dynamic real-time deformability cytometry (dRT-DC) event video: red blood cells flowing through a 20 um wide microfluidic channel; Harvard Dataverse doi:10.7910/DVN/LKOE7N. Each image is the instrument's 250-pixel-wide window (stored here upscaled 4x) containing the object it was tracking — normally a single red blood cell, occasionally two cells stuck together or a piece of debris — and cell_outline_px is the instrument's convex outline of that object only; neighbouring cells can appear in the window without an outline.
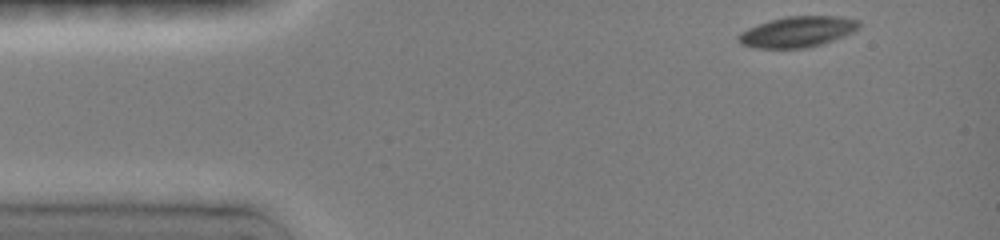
{"species": "common noctule bat (a hibernating species)", "species_latin": "Nyctalus noctula", "temperature_condition": "room temperature", "stored_images_in_passage": 42, "camera_frame_rate_fps": 3000, "um_per_image_px": 0.085, "animal": {"sex": "female", "body_mass_g": 19.0, "forearm_length_mm": 51.5}, "frame": {"image": 1, "passage_image": 1, "time_ms": 0.0, "image_size_px": [1000, 240], "cell_outline_px": [[860, 24], [852, 32], [832, 40], [808, 48], [756, 48], [744, 44], [740, 40], [740, 32], [748, 28], [772, 20], [788, 16], [836, 16], [856, 20]], "centroid_in_image_um": [67.79, 2.7], "position_along_channel_um": 17.2, "area_um2": 20.92}}
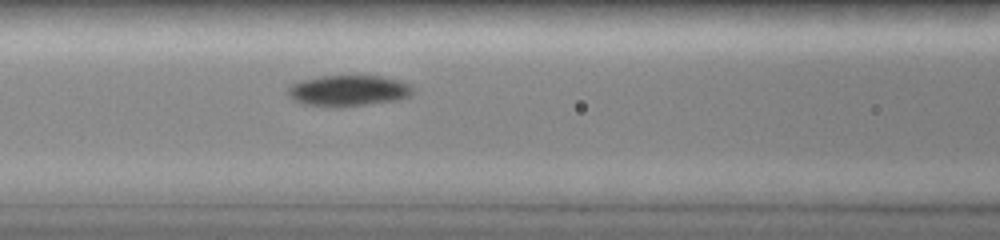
{"frame": {"image": 2, "passage_image": 24, "time_ms": 5.0, "image_size_px": [1000, 240], "cell_outline_px": [[412, 92], [408, 96], [396, 100], [364, 104], [304, 104], [292, 100], [288, 92], [288, 88], [292, 84], [300, 80], [320, 76], [380, 76], [400, 80], [408, 84], [412, 88]], "centroid_in_image_um": [29.6, 7.66], "position_along_channel_um": 137.0, "area_um2": 21.56}}
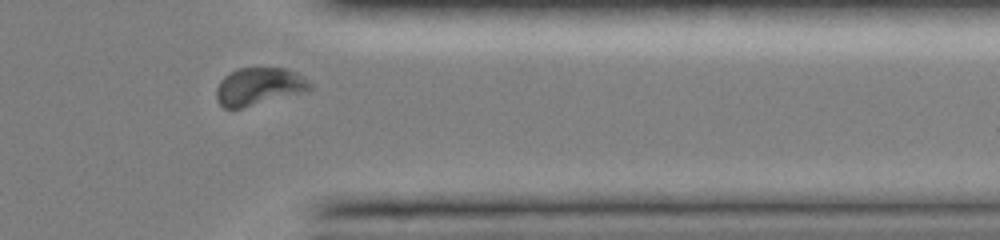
{"frame": {"image": 3, "passage_image": 39, "time_ms": 11.333, "image_size_px": [1000, 240], "cell_outline_px": [[312, 88], [308, 92], [240, 108], [224, 108], [216, 100], [216, 88], [220, 80], [224, 76], [236, 68], [288, 68], [296, 72], [308, 80], [312, 84]], "centroid_in_image_um": [22.03, 7.34], "position_along_channel_um": 389.4, "area_um2": 20.75}, "authors_computed_cell_mechanics": {"area_um2": 21.4149, "velocity_mm_per_s": 3.9922, "shape_relaxation_time_tau1_ms": 2.4715, "shape_relaxation_time_tau2_ms": 11.3559, "deformation_change_tau1": 0.0992, "deformation_change_tau2": 0.1555}}